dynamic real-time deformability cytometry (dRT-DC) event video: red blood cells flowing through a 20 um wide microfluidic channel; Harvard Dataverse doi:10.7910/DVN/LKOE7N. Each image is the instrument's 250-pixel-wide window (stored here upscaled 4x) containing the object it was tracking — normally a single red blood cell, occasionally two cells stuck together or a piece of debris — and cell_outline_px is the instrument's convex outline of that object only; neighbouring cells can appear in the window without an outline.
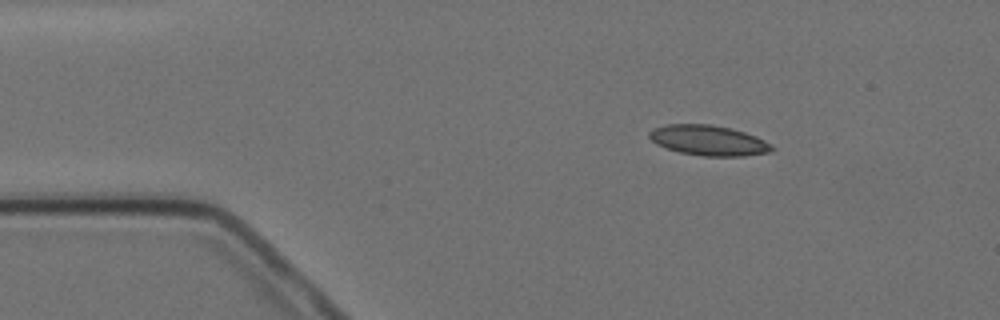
{"species": "Egyptian fruit bat (a non-hibernating species)", "species_latin": "Rousettus aegyptiacus", "temperature_condition": "cold", "stored_images_in_passage": 3, "camera_frame_rate_fps": 3000, "um_per_image_px": 0.085, "animal": {"sex": "female"}, "frame": {"image": 1, "passage_image": 1, "time_ms": 0.0, "image_size_px": [1000, 320], "cell_outline_px": [[776, 148], [768, 152], [744, 156], [704, 156], [680, 152], [656, 144], [648, 136], [648, 132], [652, 128], [664, 124], [712, 124], [732, 128], [756, 136], [772, 144]], "centroid_in_image_um": [60.22, 11.92], "position_along_channel_um": 24.8, "area_um2": 21.73}}